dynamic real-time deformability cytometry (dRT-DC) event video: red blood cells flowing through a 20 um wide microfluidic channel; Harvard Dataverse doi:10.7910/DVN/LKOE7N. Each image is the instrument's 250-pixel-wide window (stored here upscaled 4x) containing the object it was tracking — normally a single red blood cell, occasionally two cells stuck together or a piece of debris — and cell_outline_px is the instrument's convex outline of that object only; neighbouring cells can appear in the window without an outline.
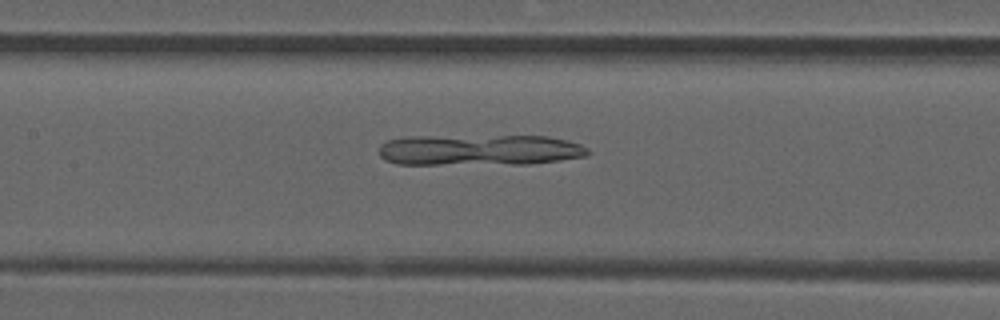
{"species": "common noctule bat (a hibernating species)", "species_latin": "Nyctalus noctula", "temperature_condition": "room temperature", "stored_images_in_passage": 46, "camera_frame_rate_fps": 3000, "um_per_image_px": 0.085, "animal": {"sex": "male", "forearm_length_mm": 52.5}, "frame": {"image": 1, "passage_image": 18, "time_ms": 5.667, "image_size_px": [1000, 320], "cell_outline_px": [[592, 152], [588, 156], [560, 160], [528, 164], [396, 164], [384, 160], [380, 156], [380, 144], [388, 140], [408, 136], [548, 136], [568, 140], [580, 144], [588, 148]], "centroid_in_image_um": [40.78, 12.75], "position_along_channel_um": 166.6, "area_um2": 38.15}}
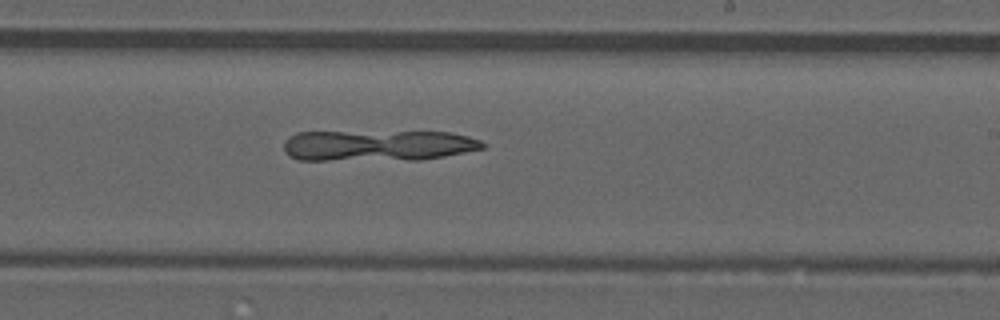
{"frame": {"image": 2, "passage_image": 25, "time_ms": 8.0, "image_size_px": [1000, 320], "cell_outline_px": [[484, 148], [444, 156], [420, 160], [300, 160], [288, 156], [284, 152], [284, 140], [288, 136], [296, 132], [452, 132], [468, 136], [480, 140], [484, 144]], "centroid_in_image_um": [32.07, 12.37], "position_along_channel_um": 256.9, "area_um2": 36.13}}
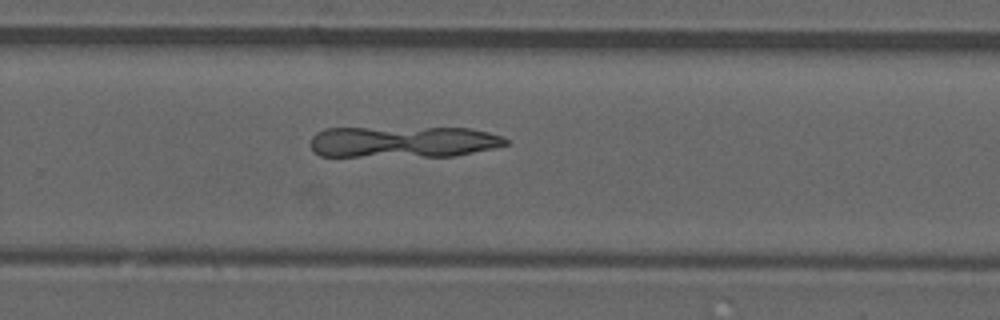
{"frame": {"image": 3, "passage_image": 28, "time_ms": 9.0, "image_size_px": [1000, 320], "cell_outline_px": [[508, 144], [492, 148], [456, 156], [320, 156], [312, 148], [312, 136], [316, 132], [324, 128], [468, 128], [488, 132], [504, 136], [508, 140]], "centroid_in_image_um": [34.29, 12.05], "position_along_channel_um": 295.5, "area_um2": 35.66}}